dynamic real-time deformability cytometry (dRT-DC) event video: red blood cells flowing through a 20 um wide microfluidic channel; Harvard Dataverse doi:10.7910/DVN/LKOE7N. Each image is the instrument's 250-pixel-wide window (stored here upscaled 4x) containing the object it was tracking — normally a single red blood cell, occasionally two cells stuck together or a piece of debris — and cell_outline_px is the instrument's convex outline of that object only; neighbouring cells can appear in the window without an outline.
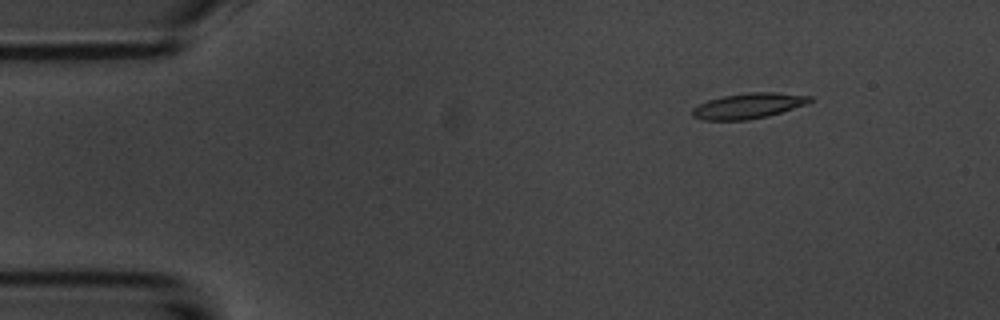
{"species": "common noctule bat (a hibernating species)", "species_latin": "Nyctalus noctula", "temperature_condition": "room temperature", "stored_images_in_passage": 5, "camera_frame_rate_fps": 3000, "um_per_image_px": 0.085, "animal": {"sex": "male", "body_mass_g": 20.1, "forearm_length_mm": 53.5}, "frame": {"image": 1, "passage_image": 2, "time_ms": 1.333, "image_size_px": [1000, 320], "cell_outline_px": [[812, 100], [808, 104], [768, 116], [748, 120], [704, 120], [692, 116], [692, 108], [708, 100], [724, 96], [748, 92], [776, 92], [812, 96]], "centroid_in_image_um": [63.64, 8.99], "position_along_channel_um": 21.4, "area_um2": 17.46}}